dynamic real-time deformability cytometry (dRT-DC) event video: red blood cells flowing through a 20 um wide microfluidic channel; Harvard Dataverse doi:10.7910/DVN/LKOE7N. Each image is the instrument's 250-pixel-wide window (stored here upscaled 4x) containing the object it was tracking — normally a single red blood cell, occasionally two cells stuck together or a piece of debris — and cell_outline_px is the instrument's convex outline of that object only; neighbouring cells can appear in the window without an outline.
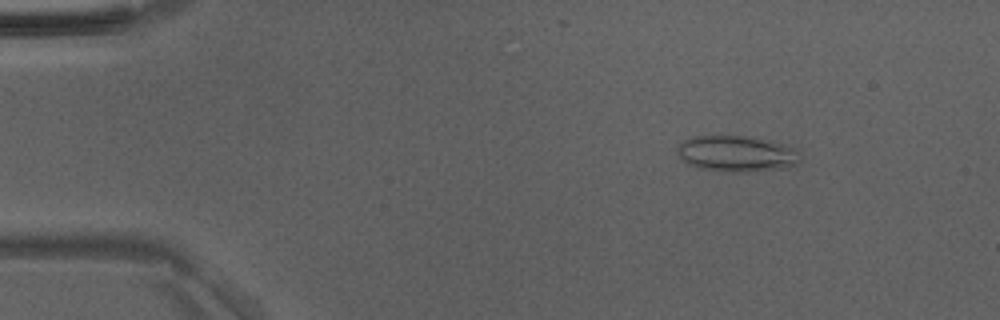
{"species": "Egyptian fruit bat (a non-hibernating species)", "species_latin": "Rousettus aegyptiacus", "temperature_condition": "room temperature", "stored_images_in_passage": 49, "camera_frame_rate_fps": 3000, "um_per_image_px": 0.085, "animal": {"sex": "male"}, "frame": {"image": 1, "passage_image": 7, "time_ms": 2.0, "image_size_px": [1000, 320], "cell_outline_px": [[800, 160], [796, 164], [788, 168], [740, 172], [720, 172], [700, 168], [688, 164], [680, 156], [676, 148], [684, 140], [696, 136], [752, 136], [788, 144], [800, 152]], "centroid_in_image_um": [62.67, 13.06], "position_along_channel_um": 22.3, "area_um2": 26.13}}
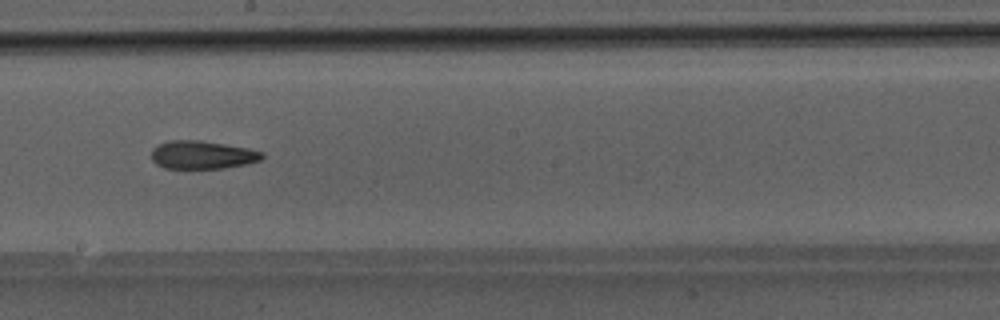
{"frame": {"image": 2, "passage_image": 28, "time_ms": 9.0, "image_size_px": [1000, 320], "cell_outline_px": [[264, 156], [260, 160], [248, 164], [224, 168], [164, 168], [156, 164], [152, 160], [152, 148], [156, 144], [168, 140], [200, 140], [248, 148], [264, 152]], "centroid_in_image_um": [17.18, 13.16], "position_along_channel_um": 231.0, "area_um2": 18.32}}
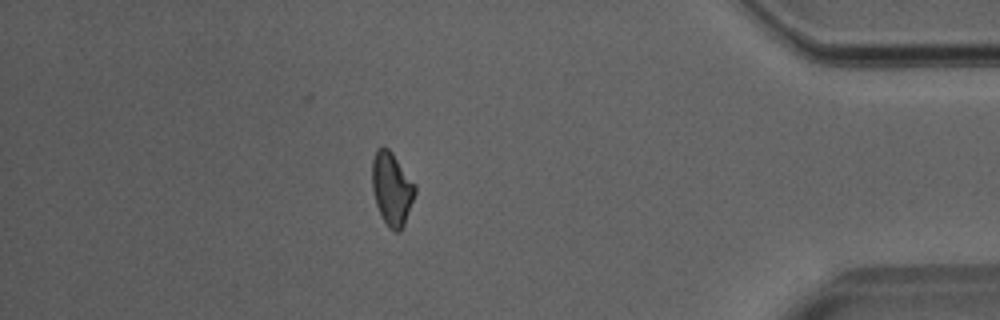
{"frame": {"image": 3, "passage_image": 43, "time_ms": 14.0, "image_size_px": [1000, 320], "cell_outline_px": [[416, 192], [404, 224], [400, 232], [396, 232], [388, 228], [376, 204], [372, 188], [372, 160], [376, 148], [388, 148], [392, 152], [416, 184]], "centroid_in_image_um": [33.31, 16.03], "position_along_channel_um": 401.9, "area_um2": 18.26}}